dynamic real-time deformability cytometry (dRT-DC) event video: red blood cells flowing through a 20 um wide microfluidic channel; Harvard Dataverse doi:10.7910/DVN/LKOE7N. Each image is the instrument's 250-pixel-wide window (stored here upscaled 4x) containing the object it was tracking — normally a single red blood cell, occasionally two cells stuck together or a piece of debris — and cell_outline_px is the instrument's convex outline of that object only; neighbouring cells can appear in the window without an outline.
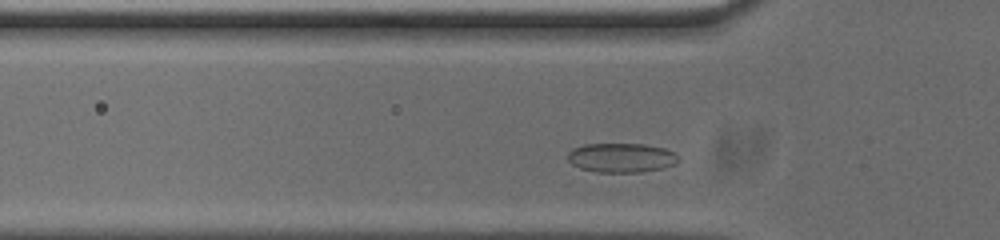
{"species": "common noctule bat (a hibernating species)", "species_latin": "Nyctalus noctula", "temperature_condition": "cold", "stored_images_in_passage": 32, "camera_frame_rate_fps": 3000, "um_per_image_px": 0.085, "animal": {"sex": "male", "body_mass_g": 20.0, "forearm_length_mm": 53.3}, "frame": {"image": 1, "passage_image": 6, "time_ms": 1.667, "image_size_px": [1000, 240], "cell_outline_px": [[680, 160], [664, 168], [640, 172], [596, 172], [580, 168], [572, 164], [568, 160], [568, 152], [572, 148], [584, 144], [644, 144], [664, 148], [676, 152]], "centroid_in_image_um": [52.82, 13.4], "position_along_channel_um": 73.0, "area_um2": 19.02}}
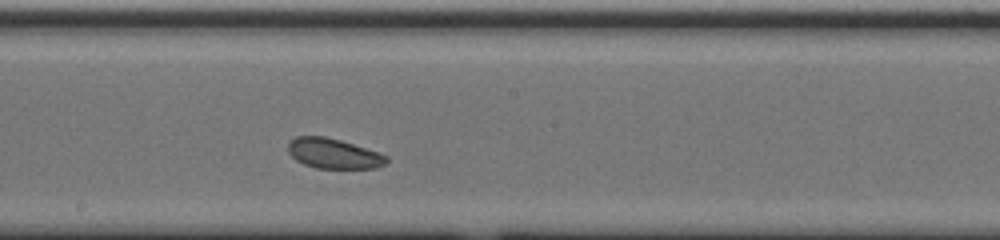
{"frame": {"image": 2, "passage_image": 18, "time_ms": 5.667, "image_size_px": [1000, 240], "cell_outline_px": [[388, 164], [376, 168], [316, 168], [304, 164], [296, 160], [288, 152], [288, 140], [296, 136], [324, 136], [340, 140], [380, 152], [388, 156]], "centroid_in_image_um": [28.37, 13.05], "position_along_channel_um": 219.8, "area_um2": 17.46}}
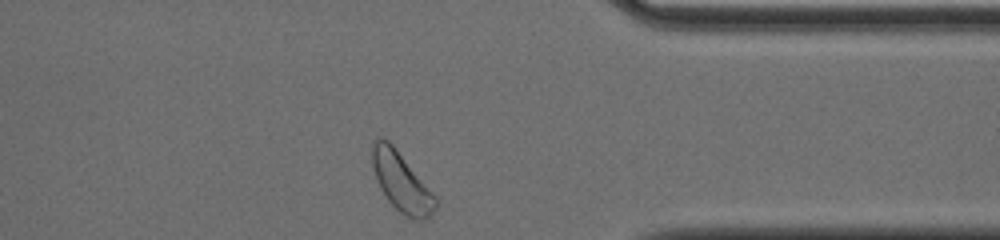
{"frame": {"image": 3, "passage_image": 32, "time_ms": 10.333, "image_size_px": [1000, 240], "cell_outline_px": [[436, 208], [424, 220], [416, 220], [404, 216], [388, 200], [380, 188], [376, 180], [372, 168], [372, 140], [380, 136], [388, 140], [392, 144], [436, 196]], "centroid_in_image_um": [34.09, 15.45], "position_along_channel_um": 377.3, "area_um2": 21.68}, "authors_computed_cell_mechanics": {"area_um2": 18.2648, "velocity_mm_per_s": 3.6689, "shape_relaxation_time_tau1_ms": 0.8324, "shape_relaxation_time_tau2_ms": null, "deformation_change_tau1": 0.0315, "deformation_change_tau2": null}}